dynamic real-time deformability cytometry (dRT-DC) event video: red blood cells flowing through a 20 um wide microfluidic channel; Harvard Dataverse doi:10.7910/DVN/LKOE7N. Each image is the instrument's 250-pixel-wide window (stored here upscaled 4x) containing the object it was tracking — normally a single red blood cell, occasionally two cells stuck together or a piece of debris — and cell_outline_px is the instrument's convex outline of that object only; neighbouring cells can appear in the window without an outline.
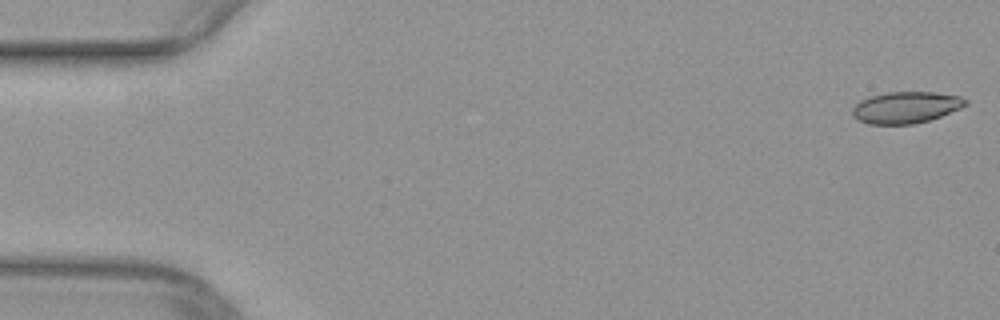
{"species": "common noctule bat (a hibernating species)", "species_latin": "Nyctalus noctula", "temperature_condition": "warm", "stored_images_in_passage": 4, "camera_frame_rate_fps": 3000, "um_per_image_px": 0.085, "animal": {"sex": "female", "body_mass_g": 29.2, "forearm_length_mm": 56.3}, "frame": {"image": 1, "passage_image": 1, "time_ms": 0.0, "image_size_px": [1000, 320], "cell_outline_px": [[968, 104], [960, 108], [940, 116], [928, 120], [912, 124], [868, 124], [856, 120], [852, 116], [852, 108], [860, 100], [872, 96], [888, 92], [936, 92], [960, 96], [968, 100]], "centroid_in_image_um": [76.98, 9.13], "position_along_channel_um": 8.0, "area_um2": 20.81}}